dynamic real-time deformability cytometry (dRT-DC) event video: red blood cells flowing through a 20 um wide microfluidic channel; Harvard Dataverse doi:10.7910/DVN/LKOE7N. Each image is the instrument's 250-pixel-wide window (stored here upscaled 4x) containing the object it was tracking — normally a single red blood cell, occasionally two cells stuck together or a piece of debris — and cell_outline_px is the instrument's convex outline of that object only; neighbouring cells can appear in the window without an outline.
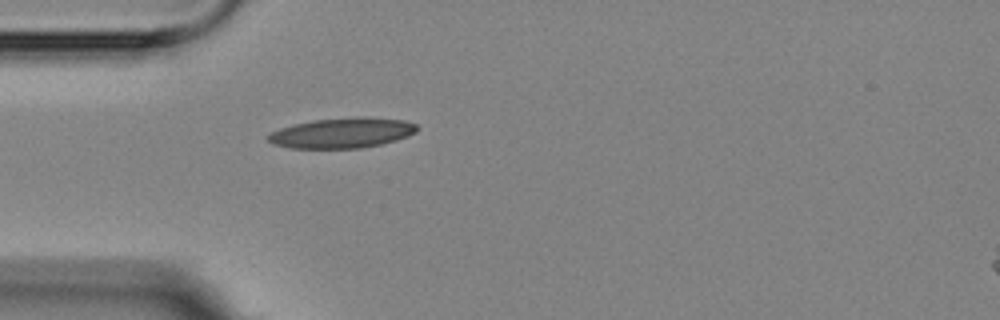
{"species": "Egyptian fruit bat (a non-hibernating species)", "species_latin": "Rousettus aegyptiacus", "temperature_condition": "room temperature", "stored_images_in_passage": 5, "camera_frame_rate_fps": 3000, "um_per_image_px": 0.085, "animal": {"sex": "female"}, "frame": {"image": 1, "passage_image": 5, "time_ms": 4.667, "image_size_px": [1000, 320], "cell_outline_px": [[420, 128], [416, 132], [408, 136], [396, 140], [380, 144], [360, 148], [288, 148], [272, 144], [264, 136], [280, 128], [292, 124], [312, 120], [356, 116], [368, 116], [404, 120], [416, 124]], "centroid_in_image_um": [29.07, 11.28], "position_along_channel_um": 55.9, "area_um2": 26.65}}